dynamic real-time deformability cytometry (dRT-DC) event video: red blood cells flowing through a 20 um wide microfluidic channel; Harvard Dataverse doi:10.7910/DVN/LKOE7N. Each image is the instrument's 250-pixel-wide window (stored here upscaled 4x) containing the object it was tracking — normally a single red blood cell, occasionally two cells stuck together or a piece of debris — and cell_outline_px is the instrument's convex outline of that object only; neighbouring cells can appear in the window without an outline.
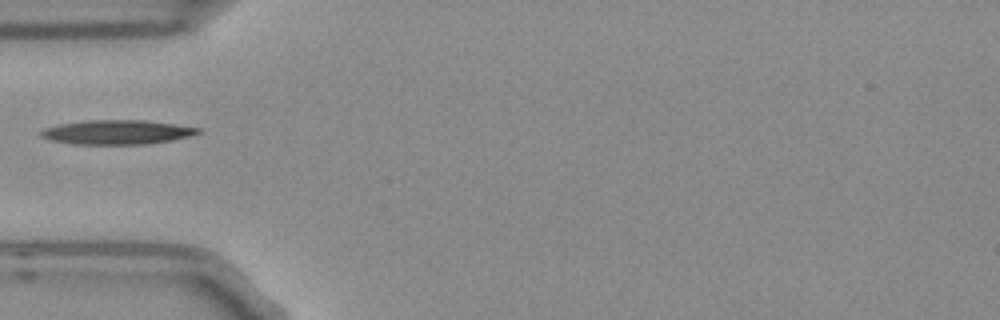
{"species": "Egyptian fruit bat (a non-hibernating species)", "species_latin": "Rousettus aegyptiacus", "temperature_condition": "room temperature", "stored_images_in_passage": 3, "camera_frame_rate_fps": 3000, "um_per_image_px": 0.085, "frame": {"image": 1, "passage_image": 3, "time_ms": 0.667, "image_size_px": [1000, 320], "cell_outline_px": [[204, 132], [192, 136], [148, 144], [76, 144], [52, 140], [40, 136], [40, 132], [44, 128], [56, 124], [84, 120], [144, 120], [176, 124], [204, 128]], "centroid_in_image_um": [10.01, 11.22], "position_along_channel_um": 75.0, "area_um2": 22.54}}